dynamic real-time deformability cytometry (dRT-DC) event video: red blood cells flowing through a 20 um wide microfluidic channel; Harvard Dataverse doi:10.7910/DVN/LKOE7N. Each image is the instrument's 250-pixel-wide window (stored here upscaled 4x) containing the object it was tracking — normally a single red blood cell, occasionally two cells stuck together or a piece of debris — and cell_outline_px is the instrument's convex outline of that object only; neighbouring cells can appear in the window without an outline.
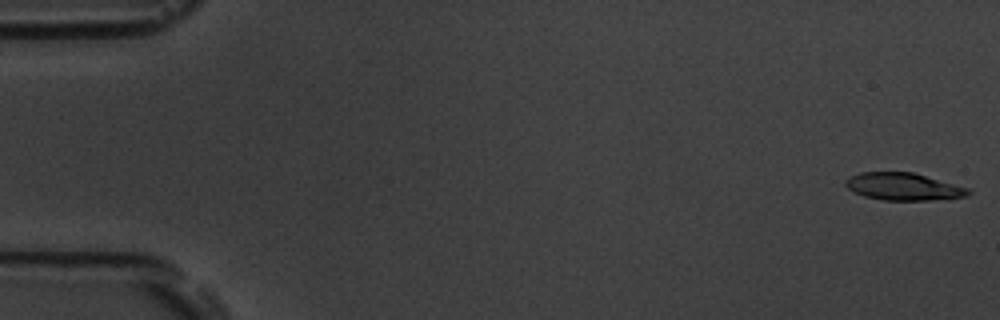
{"species": "common noctule bat (a hibernating species)", "species_latin": "Nyctalus noctula", "temperature_condition": "room temperature", "stored_images_in_passage": 56, "camera_frame_rate_fps": 3000, "um_per_image_px": 0.085, "animal": {"sex": "male", "body_mass_g": 19.5, "forearm_length_mm": 54.6}, "frame": {"image": 1, "passage_image": 1, "time_ms": 0.0, "image_size_px": [1000, 320], "cell_outline_px": [[972, 192], [968, 196], [928, 200], [884, 200], [864, 196], [848, 188], [844, 184], [844, 180], [860, 172], [912, 172], [968, 188]], "centroid_in_image_um": [76.78, 15.86], "position_along_channel_um": 8.2, "area_um2": 19.31}}
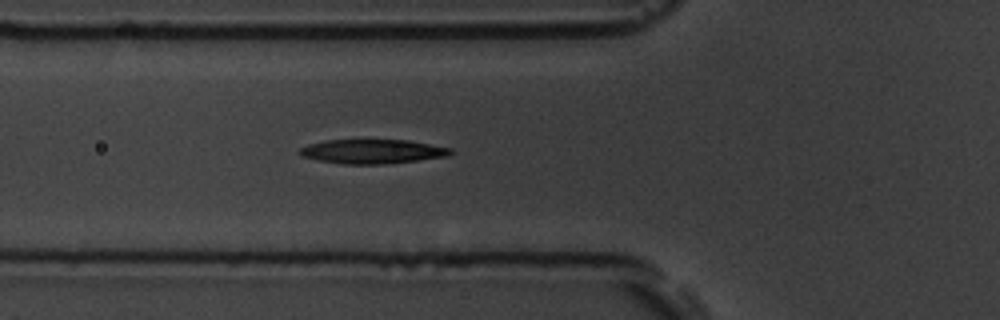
{"frame": {"image": 2, "passage_image": 20, "time_ms": 6.333, "image_size_px": [1000, 320], "cell_outline_px": [[456, 152], [448, 156], [384, 164], [344, 164], [320, 160], [300, 156], [296, 152], [300, 148], [308, 144], [324, 140], [408, 140], [452, 148]], "centroid_in_image_um": [31.65, 12.87], "position_along_channel_um": 94.2, "area_um2": 21.39}}
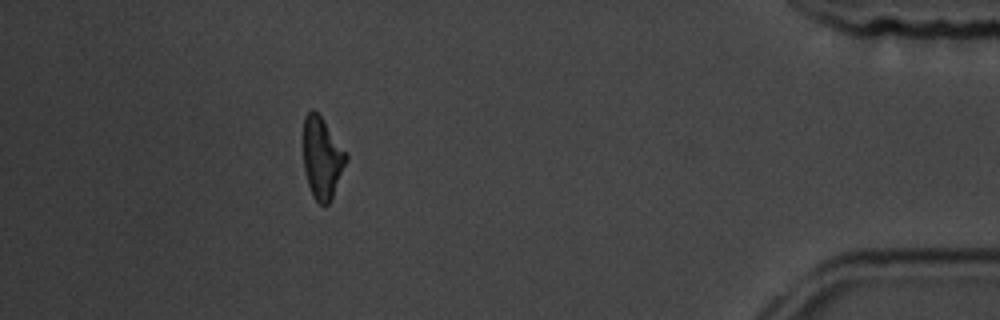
{"frame": {"image": 3, "passage_image": 50, "time_ms": 16.333, "image_size_px": [1000, 320], "cell_outline_px": [[348, 160], [332, 196], [328, 204], [320, 204], [312, 196], [308, 184], [304, 168], [304, 116], [312, 108], [320, 116], [348, 156]], "centroid_in_image_um": [27.37, 13.44], "position_along_channel_um": 407.8, "area_um2": 19.83}, "authors_computed_cell_mechanics": {"area_um2": 21.3282, "velocity_mm_per_s": 3.6649, "shape_relaxation_time_tau1_ms": 5.7933, "shape_relaxation_time_tau2_ms": 7.0093, "deformation_change_tau1": 0.1943, "deformation_change_tau2": 0.1786}}